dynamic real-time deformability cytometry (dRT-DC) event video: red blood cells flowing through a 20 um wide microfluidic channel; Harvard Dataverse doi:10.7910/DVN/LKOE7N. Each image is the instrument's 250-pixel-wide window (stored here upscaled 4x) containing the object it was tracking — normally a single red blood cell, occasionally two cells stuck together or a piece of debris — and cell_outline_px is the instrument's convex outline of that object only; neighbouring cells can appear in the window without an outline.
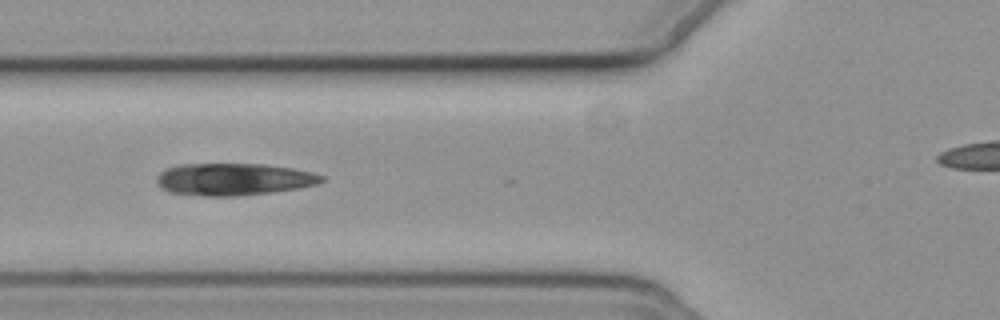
{"species": "common noctule bat (a hibernating species)", "species_latin": "Nyctalus noctula", "temperature_condition": "cold", "stored_images_in_passage": 10, "camera_frame_rate_fps": 3000, "um_per_image_px": 0.085, "animal": {"sex": "female", "body_mass_g": 19.3, "forearm_length_mm": 54.1}, "frame": {"image": 1, "passage_image": 6, "time_ms": 6.667, "image_size_px": [1000, 320], "cell_outline_px": [[324, 180], [320, 184], [300, 188], [272, 192], [236, 196], [204, 196], [168, 192], [160, 188], [156, 184], [156, 176], [164, 168], [180, 164], [264, 164], [292, 168], [312, 172], [324, 176]], "centroid_in_image_um": [19.83, 15.24], "position_along_channel_um": 106.0, "area_um2": 31.27}}
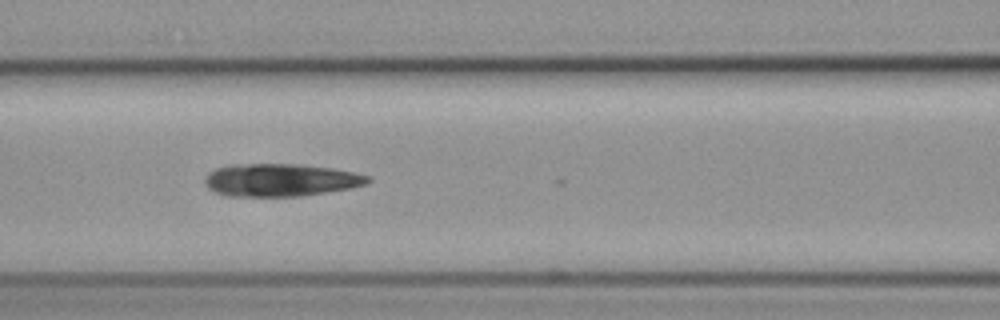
{"frame": {"image": 2, "passage_image": 7, "time_ms": 7.667, "image_size_px": [1000, 320], "cell_outline_px": [[372, 180], [368, 184], [352, 188], [300, 196], [228, 196], [216, 192], [208, 188], [204, 180], [208, 172], [216, 168], [232, 164], [300, 164], [332, 168], [352, 172], [368, 176]], "centroid_in_image_um": [23.85, 15.3], "position_along_channel_um": 142.7, "area_um2": 31.1}}
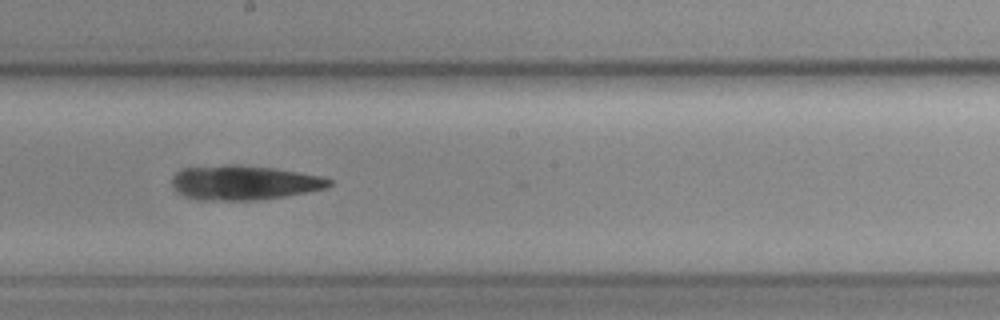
{"frame": {"image": 3, "passage_image": 9, "time_ms": 10.0, "image_size_px": [1000, 320], "cell_outline_px": [[332, 184], [328, 188], [308, 192], [284, 196], [256, 200], [196, 200], [184, 196], [176, 192], [172, 184], [172, 176], [176, 172], [184, 168], [224, 164], [236, 164], [272, 168], [320, 176], [332, 180]], "centroid_in_image_um": [20.7, 15.53], "position_along_channel_um": 227.5, "area_um2": 31.73}}